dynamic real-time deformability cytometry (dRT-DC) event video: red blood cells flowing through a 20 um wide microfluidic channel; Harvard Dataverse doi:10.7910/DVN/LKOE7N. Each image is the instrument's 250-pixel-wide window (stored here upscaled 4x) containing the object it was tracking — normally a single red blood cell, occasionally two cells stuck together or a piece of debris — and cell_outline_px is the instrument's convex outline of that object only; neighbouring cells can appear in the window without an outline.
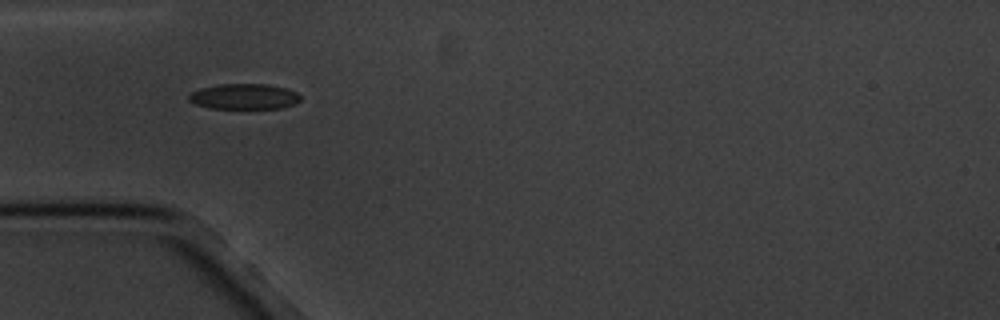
{"species": "common noctule bat (a hibernating species)", "species_latin": "Nyctalus noctula", "temperature_condition": "cold", "stored_images_in_passage": 6, "camera_frame_rate_fps": 3000, "um_per_image_px": 0.085, "animal": {"sex": "male", "body_mass_g": 20.1, "forearm_length_mm": 53.5}, "frame": {"image": 1, "passage_image": 5, "time_ms": 4.667, "image_size_px": [1000, 320], "cell_outline_px": [[300, 100], [292, 104], [280, 108], [208, 108], [196, 104], [188, 100], [188, 96], [192, 92], [200, 88], [220, 84], [268, 84], [288, 88], [296, 92], [300, 96]], "centroid_in_image_um": [20.74, 8.19], "position_along_channel_um": 64.3, "area_um2": 16.53}}
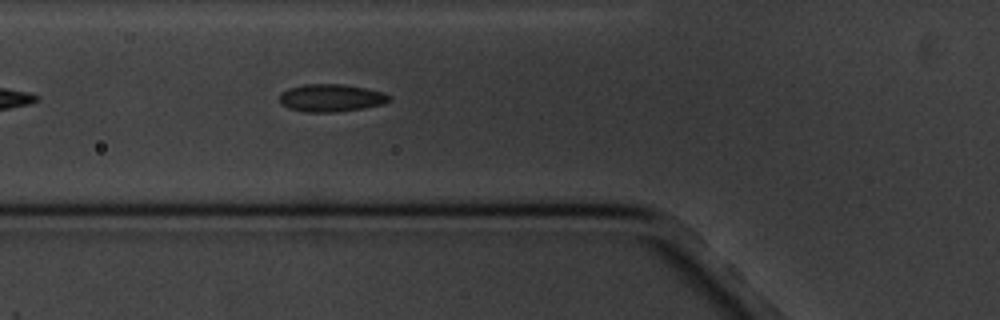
{"frame": {"image": 2, "passage_image": 6, "time_ms": 5.667, "image_size_px": [1000, 320], "cell_outline_px": [[392, 96], [384, 104], [364, 108], [332, 112], [308, 112], [288, 108], [280, 104], [280, 92], [288, 88], [304, 84], [340, 84], [364, 88], [384, 92]], "centroid_in_image_um": [28.12, 8.32], "position_along_channel_um": 97.7, "area_um2": 17.63}}